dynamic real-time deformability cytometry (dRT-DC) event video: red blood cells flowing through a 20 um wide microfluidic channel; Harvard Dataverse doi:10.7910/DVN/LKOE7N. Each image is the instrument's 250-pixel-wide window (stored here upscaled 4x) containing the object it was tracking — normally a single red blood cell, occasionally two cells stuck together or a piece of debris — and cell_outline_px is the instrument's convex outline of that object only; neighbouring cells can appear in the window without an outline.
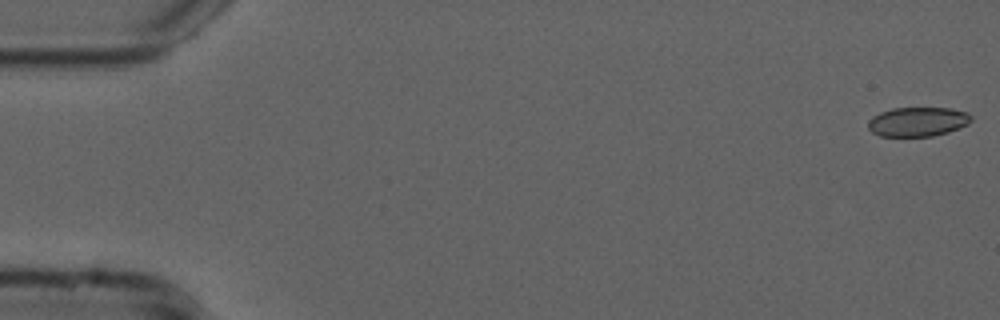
{"species": "common noctule bat (a hibernating species)", "species_latin": "Nyctalus noctula", "temperature_condition": "cold", "stored_images_in_passage": 54, "camera_frame_rate_fps": 3000, "um_per_image_px": 0.085, "animal": {"sex": "male", "forearm_length_mm": 52.5}, "frame": {"image": 1, "passage_image": 1, "time_ms": 0.0, "image_size_px": [1000, 320], "cell_outline_px": [[972, 120], [968, 124], [948, 132], [932, 136], [880, 136], [872, 132], [868, 128], [868, 120], [872, 116], [880, 112], [892, 108], [952, 108], [968, 112], [972, 116]], "centroid_in_image_um": [78.01, 10.34], "position_along_channel_um": 7.0, "area_um2": 17.74}}
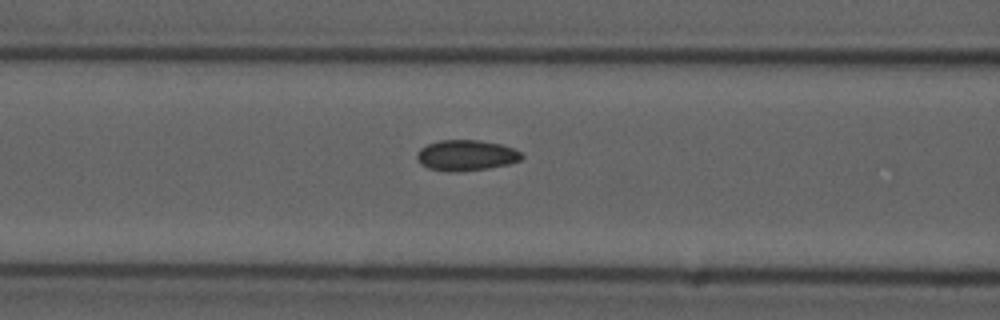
{"frame": {"image": 2, "passage_image": 22, "time_ms": 7.0, "image_size_px": [1000, 320], "cell_outline_px": [[524, 156], [520, 160], [508, 164], [488, 168], [456, 172], [448, 172], [428, 168], [420, 164], [416, 156], [416, 152], [420, 148], [428, 144], [440, 140], [480, 140], [500, 144], [512, 148], [520, 152]], "centroid_in_image_um": [39.59, 13.21], "position_along_channel_um": 127.0, "area_um2": 18.79}}
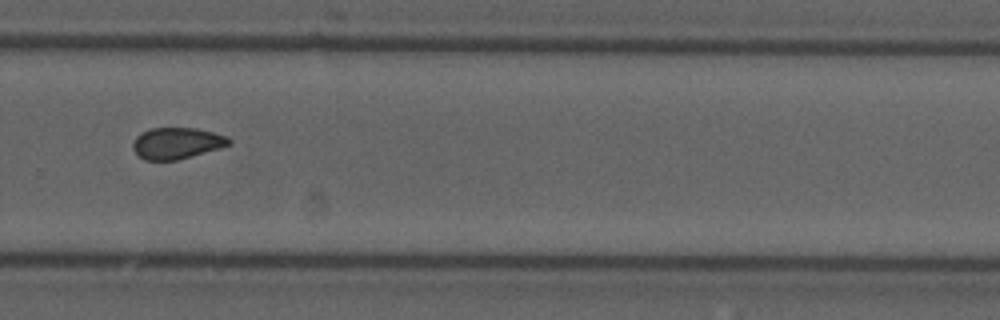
{"frame": {"image": 3, "passage_image": 37, "time_ms": 12.0, "image_size_px": [1000, 320], "cell_outline_px": [[232, 144], [220, 148], [176, 160], [144, 160], [132, 148], [132, 144], [136, 136], [152, 128], [196, 128], [228, 136], [232, 140]], "centroid_in_image_um": [15.05, 12.17], "position_along_channel_um": 314.7, "area_um2": 17.46}, "authors_computed_cell_mechanics": {"area_um2": 18.2648, "velocity_mm_per_s": 3.7631, "shape_relaxation_time_tau1_ms": null, "shape_relaxation_time_tau2_ms": 2.0593, "deformation_change_tau1": null, "deformation_change_tau2": 0.0615}}